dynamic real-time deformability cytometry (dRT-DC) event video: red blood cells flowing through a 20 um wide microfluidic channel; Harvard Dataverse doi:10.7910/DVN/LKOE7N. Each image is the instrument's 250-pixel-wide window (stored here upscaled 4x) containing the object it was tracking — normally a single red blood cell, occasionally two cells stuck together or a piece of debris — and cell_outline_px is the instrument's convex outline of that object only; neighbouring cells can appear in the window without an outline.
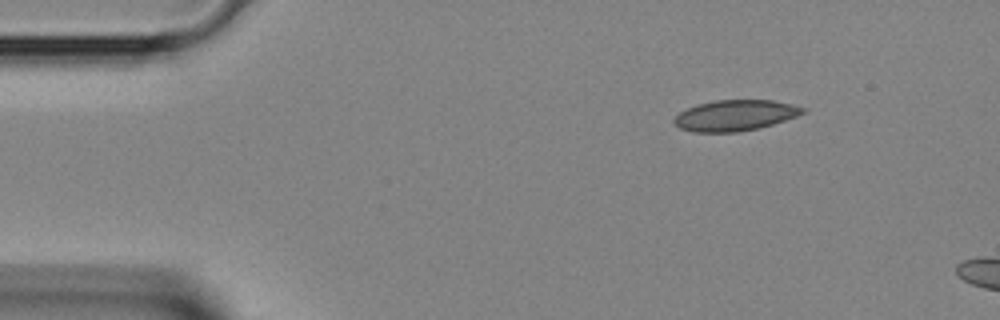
{"species": "Egyptian fruit bat (a non-hibernating species)", "species_latin": "Rousettus aegyptiacus", "temperature_condition": "room temperature", "stored_images_in_passage": 4, "camera_frame_rate_fps": 3000, "um_per_image_px": 0.085, "animal": {"sex": "female"}, "frame": {"image": 1, "passage_image": 1, "time_ms": 0.0, "image_size_px": [1000, 320], "cell_outline_px": [[808, 108], [804, 112], [796, 116], [760, 128], [740, 132], [692, 132], [680, 128], [672, 120], [680, 112], [688, 108], [700, 104], [716, 100], [772, 100], [792, 104]], "centroid_in_image_um": [62.5, 9.81], "position_along_channel_um": 22.5, "area_um2": 23.0}}